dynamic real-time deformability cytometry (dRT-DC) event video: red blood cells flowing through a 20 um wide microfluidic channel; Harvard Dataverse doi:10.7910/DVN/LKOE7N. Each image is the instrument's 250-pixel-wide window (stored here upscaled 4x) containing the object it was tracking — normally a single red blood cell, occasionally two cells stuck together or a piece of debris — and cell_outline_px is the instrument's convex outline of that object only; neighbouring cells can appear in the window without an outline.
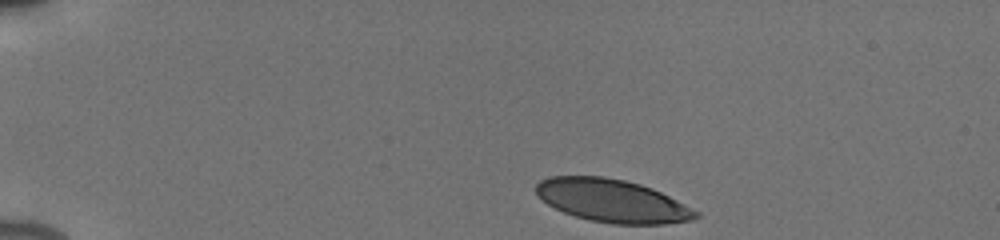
{"species": "human", "species_latin": "Homo sapiens", "temperature_condition": "cold", "stored_images_in_passage": 39, "camera_frame_rate_fps": 3000, "um_per_image_px": 0.085, "donor": {"sex": "male"}, "frame": {"image": 1, "passage_image": 1, "time_ms": 0.0, "image_size_px": [1000, 240], "cell_outline_px": [[700, 216], [692, 220], [664, 224], [612, 224], [592, 220], [576, 216], [564, 212], [548, 204], [536, 192], [536, 184], [540, 180], [548, 176], [604, 176], [624, 180], [640, 184], [652, 188], [700, 212]], "centroid_in_image_um": [52.06, 17.06], "position_along_channel_um": 32.9, "area_um2": 39.71}}
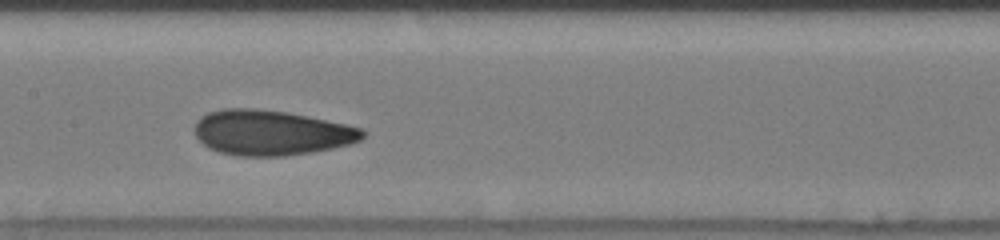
{"frame": {"image": 2, "passage_image": 19, "time_ms": 6.0, "image_size_px": [1000, 240], "cell_outline_px": [[364, 136], [360, 140], [348, 144], [332, 148], [312, 152], [284, 156], [236, 156], [220, 152], [208, 148], [196, 136], [196, 120], [200, 116], [208, 112], [224, 108], [256, 108], [288, 112], [344, 124], [360, 128], [364, 132]], "centroid_in_image_um": [23.01, 11.28], "position_along_channel_um": 184.4, "area_um2": 44.04}}
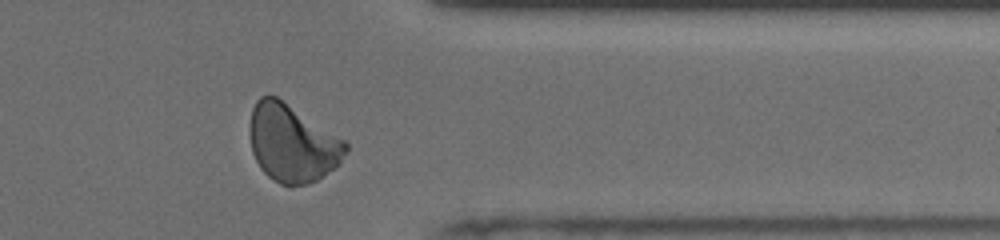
{"frame": {"image": 3, "passage_image": 35, "time_ms": 11.333, "image_size_px": [1000, 240], "cell_outline_px": [[348, 152], [332, 168], [316, 180], [308, 184], [280, 184], [272, 180], [260, 168], [252, 152], [248, 128], [252, 108], [256, 100], [260, 96], [276, 96], [344, 140], [348, 144]], "centroid_in_image_um": [24.79, 12.16], "position_along_channel_um": 386.6, "area_um2": 42.83}, "authors_computed_cell_mechanics": {"area_um2": 42.7142, "velocity_mm_per_s": 3.8836, "shape_relaxation_time_tau1_ms": 3.4291, "shape_relaxation_time_tau2_ms": 1.2025, "deformation_change_tau1": 0.1309, "deformation_change_tau2": 0.0657}}